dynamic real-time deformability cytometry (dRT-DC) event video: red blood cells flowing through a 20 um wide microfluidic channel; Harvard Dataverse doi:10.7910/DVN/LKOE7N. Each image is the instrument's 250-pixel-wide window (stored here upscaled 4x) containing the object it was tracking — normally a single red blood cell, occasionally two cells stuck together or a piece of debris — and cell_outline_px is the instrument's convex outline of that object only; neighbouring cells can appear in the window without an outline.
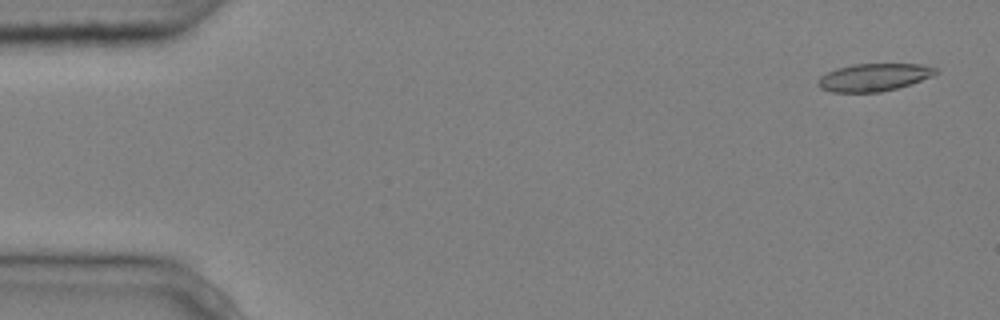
{"species": "common noctule bat (a hibernating species)", "species_latin": "Nyctalus noctula", "temperature_condition": "cold", "stored_images_in_passage": 4, "camera_frame_rate_fps": 3000, "um_per_image_px": 0.085, "animal": {"sex": "male", "body_mass_g": 20.4}, "frame": {"image": 1, "passage_image": 1, "time_ms": 0.0, "image_size_px": [1000, 320], "cell_outline_px": [[940, 72], [932, 76], [896, 88], [880, 92], [832, 92], [820, 88], [816, 84], [816, 80], [820, 76], [836, 68], [856, 64], [920, 64], [936, 68]], "centroid_in_image_um": [74.24, 6.57], "position_along_channel_um": 10.8, "area_um2": 18.84}}
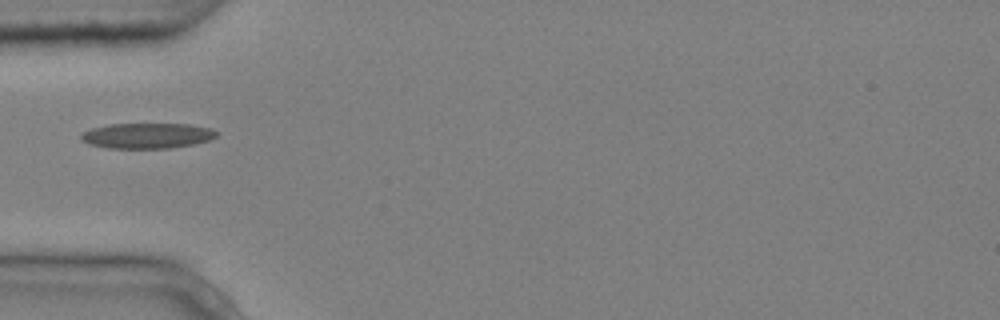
{"frame": {"image": 2, "passage_image": 4, "time_ms": 1.0, "image_size_px": [1000, 320], "cell_outline_px": [[220, 132], [216, 136], [208, 140], [192, 144], [168, 148], [108, 148], [88, 144], [80, 140], [80, 136], [84, 132], [92, 128], [108, 124], [188, 124], [212, 128]], "centroid_in_image_um": [12.5, 11.53], "position_along_channel_um": 72.5, "area_um2": 20.06}}